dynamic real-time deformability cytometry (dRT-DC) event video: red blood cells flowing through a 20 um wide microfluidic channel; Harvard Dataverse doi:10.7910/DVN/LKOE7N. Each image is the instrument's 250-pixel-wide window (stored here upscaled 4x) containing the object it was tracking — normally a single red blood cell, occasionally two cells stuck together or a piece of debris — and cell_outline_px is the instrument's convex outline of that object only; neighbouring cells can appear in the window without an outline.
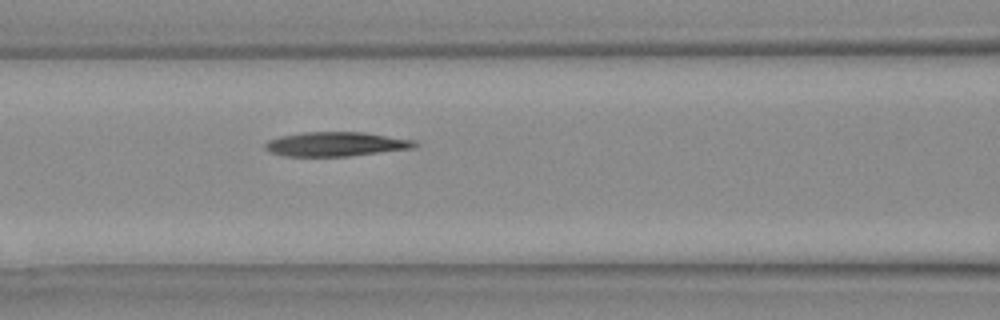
{"species": "Egyptian fruit bat (a non-hibernating species)", "species_latin": "Rousettus aegyptiacus", "temperature_condition": "warm", "stored_images_in_passage": 5, "camera_frame_rate_fps": 3000, "um_per_image_px": 0.085, "animal": {"sex": "female"}, "frame": {"image": 1, "passage_image": 4, "time_ms": 1.0, "image_size_px": [1000, 320], "cell_outline_px": [[420, 144], [412, 148], [348, 156], [284, 156], [268, 152], [264, 148], [264, 144], [268, 140], [280, 136], [304, 132], [364, 132], [412, 140]], "centroid_in_image_um": [28.48, 12.25], "position_along_channel_um": 138.1, "area_um2": 21.1}}